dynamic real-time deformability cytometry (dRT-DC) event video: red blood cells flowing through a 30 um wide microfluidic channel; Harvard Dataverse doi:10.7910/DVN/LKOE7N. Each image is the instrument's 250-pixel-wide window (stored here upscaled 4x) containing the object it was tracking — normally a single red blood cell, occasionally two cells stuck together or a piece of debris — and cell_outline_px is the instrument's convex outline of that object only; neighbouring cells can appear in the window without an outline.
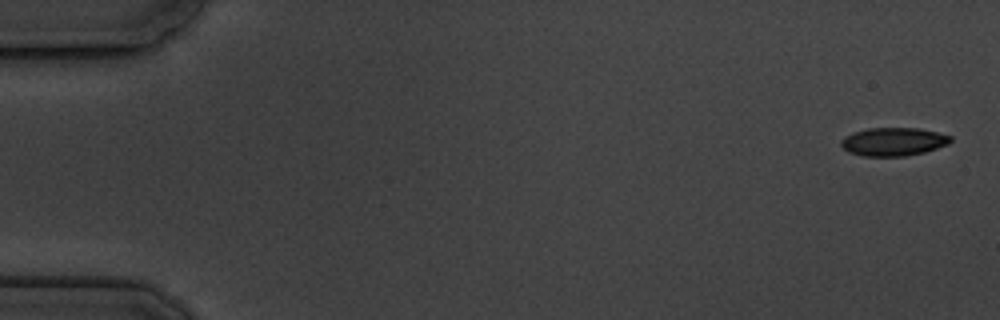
{"species": "common noctule bat (a hibernating species)", "species_latin": "Nyctalus noctula", "temperature_condition": "cold", "stored_images_in_passage": 16, "camera_frame_rate_fps": 3000, "um_per_image_px": 0.085, "animal": {"sex": "male", "body_mass_g": 19.5, "forearm_length_mm": 54.6}, "frame": {"image": 1, "passage_image": 1, "time_ms": 0.0, "image_size_px": [1000, 320], "cell_outline_px": [[952, 140], [948, 144], [924, 152], [904, 156], [864, 156], [848, 152], [840, 144], [840, 140], [844, 136], [852, 132], [868, 128], [916, 128], [936, 132], [952, 136]], "centroid_in_image_um": [75.9, 12.04], "position_along_channel_um": 9.1, "area_um2": 18.03}}
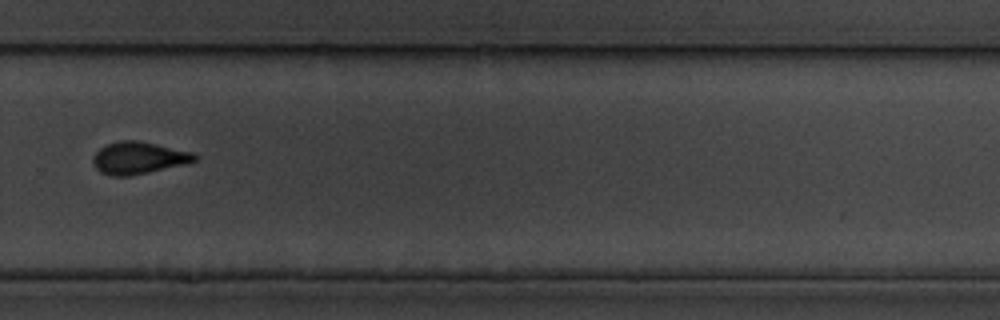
{"frame": {"image": 2, "passage_image": 12, "time_ms": 12.667, "image_size_px": [1000, 320], "cell_outline_px": [[200, 156], [196, 160], [188, 164], [128, 176], [112, 176], [100, 172], [96, 168], [92, 160], [92, 156], [100, 148], [108, 144], [120, 140], [140, 140], [192, 152]], "centroid_in_image_um": [11.8, 13.42], "position_along_channel_um": 318.0, "area_um2": 19.19}}
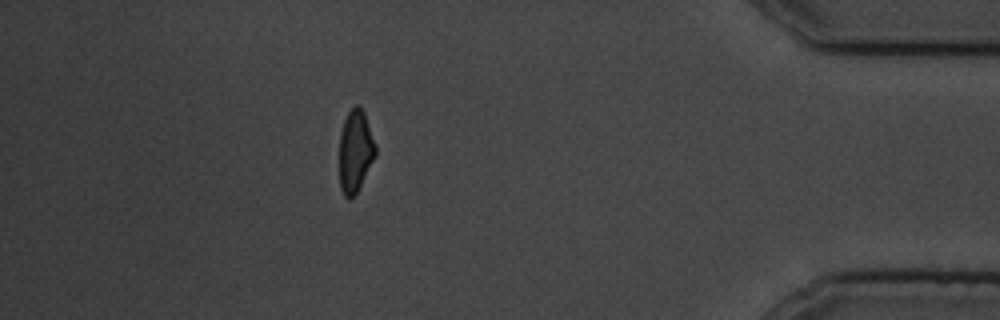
{"frame": {"image": 3, "passage_image": 15, "time_ms": 16.333, "image_size_px": [1000, 320], "cell_outline_px": [[376, 156], [356, 196], [348, 200], [344, 196], [340, 188], [340, 132], [344, 120], [348, 112], [356, 104], [360, 104], [364, 112], [376, 144]], "centroid_in_image_um": [30.22, 12.88], "position_along_channel_um": 405.0, "area_um2": 17.69}, "authors_computed_cell_mechanics": {"area_um2": 19.0162, "velocity_mm_per_s": 3.5342, "shape_relaxation_time_tau1_ms": 2.206, "shape_relaxation_time_tau2_ms": null, "deformation_change_tau1": 0.0876, "deformation_change_tau2": null}}